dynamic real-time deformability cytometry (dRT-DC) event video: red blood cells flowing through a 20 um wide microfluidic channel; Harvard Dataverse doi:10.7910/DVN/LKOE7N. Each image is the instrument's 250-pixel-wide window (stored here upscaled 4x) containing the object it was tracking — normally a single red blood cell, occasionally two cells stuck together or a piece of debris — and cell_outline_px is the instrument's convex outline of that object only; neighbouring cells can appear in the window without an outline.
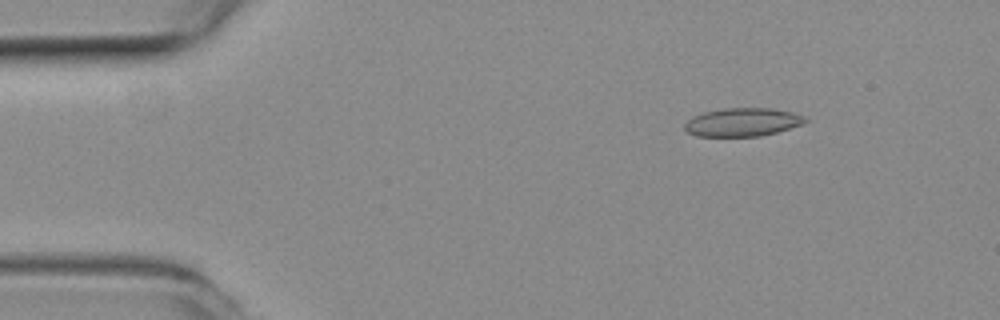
{"species": "common noctule bat (a hibernating species)", "species_latin": "Nyctalus noctula", "temperature_condition": "room temperature", "stored_images_in_passage": 55, "camera_frame_rate_fps": 3000, "um_per_image_px": 0.085, "animal": {"sex": "female", "body_mass_g": 19.3, "forearm_length_mm": 54.1}, "frame": {"image": 1, "passage_image": 7, "time_ms": 2.0, "image_size_px": [1000, 320], "cell_outline_px": [[808, 120], [804, 124], [776, 132], [760, 136], [696, 136], [688, 132], [684, 128], [684, 124], [692, 116], [704, 112], [724, 108], [772, 108], [792, 112], [808, 116]], "centroid_in_image_um": [63.15, 10.38], "position_along_channel_um": 21.9, "area_um2": 20.06}}
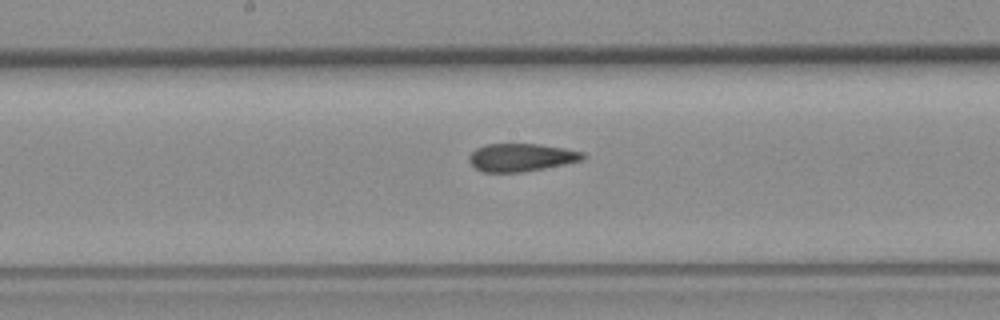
{"frame": {"image": 2, "passage_image": 28, "time_ms": 9.0, "image_size_px": [1000, 320], "cell_outline_px": [[588, 156], [584, 160], [524, 172], [484, 172], [476, 168], [468, 160], [468, 156], [476, 148], [484, 144], [540, 144], [564, 148], [584, 152]], "centroid_in_image_um": [44.33, 13.37], "position_along_channel_um": 203.9, "area_um2": 18.61}}
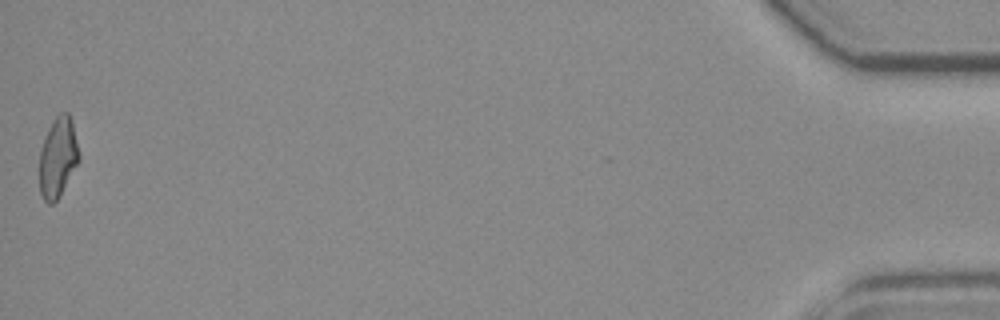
{"frame": {"image": 3, "passage_image": 55, "time_ms": 18.0, "image_size_px": [1000, 320], "cell_outline_px": [[80, 160], [60, 196], [52, 204], [48, 204], [44, 200], [40, 192], [40, 148], [44, 136], [52, 120], [60, 112], [68, 112], [72, 120], [80, 152]], "centroid_in_image_um": [4.93, 13.35], "position_along_channel_um": 430.3, "area_um2": 18.79}, "authors_computed_cell_mechanics": {"area_um2": 19.363, "velocity_mm_per_s": 3.6832, "shape_relaxation_time_tau1_ms": null, "shape_relaxation_time_tau2_ms": 2.4285, "deformation_change_tau1": null, "deformation_change_tau2": 0.0737}}